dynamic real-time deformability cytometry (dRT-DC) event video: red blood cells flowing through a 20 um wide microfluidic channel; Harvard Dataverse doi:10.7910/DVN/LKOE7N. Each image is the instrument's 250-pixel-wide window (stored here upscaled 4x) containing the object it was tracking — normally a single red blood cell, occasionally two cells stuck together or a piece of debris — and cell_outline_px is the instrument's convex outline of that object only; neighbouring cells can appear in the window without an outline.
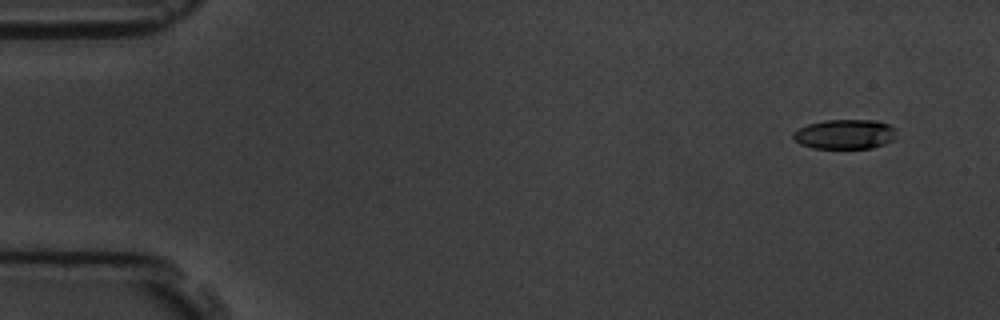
{"species": "common noctule bat (a hibernating species)", "species_latin": "Nyctalus noctula", "temperature_condition": "room temperature", "stored_images_in_passage": 5, "camera_frame_rate_fps": 3000, "um_per_image_px": 0.085, "animal": {"sex": "male", "body_mass_g": 19.5, "forearm_length_mm": 54.6}, "frame": {"image": 1, "passage_image": 1, "time_ms": 0.0, "image_size_px": [1000, 320], "cell_outline_px": [[896, 140], [872, 148], [812, 148], [800, 144], [792, 136], [792, 132], [808, 124], [824, 120], [876, 120], [888, 124], [896, 128]], "centroid_in_image_um": [71.85, 11.41], "position_along_channel_um": 13.1, "area_um2": 18.03}}
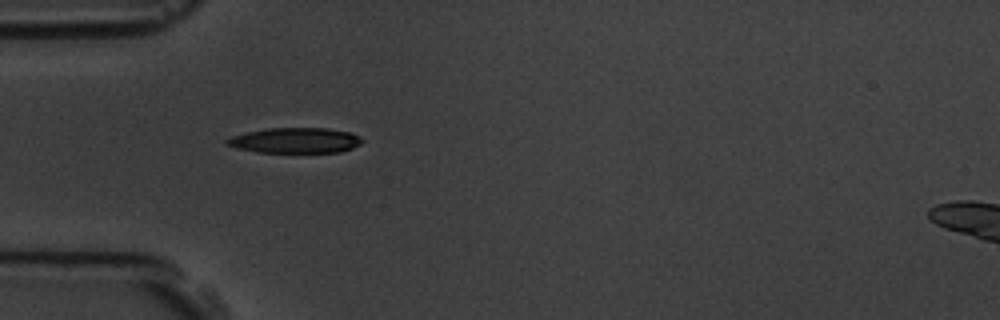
{"frame": {"image": 2, "passage_image": 5, "time_ms": 4.333, "image_size_px": [1000, 320], "cell_outline_px": [[364, 140], [360, 144], [352, 148], [340, 152], [256, 152], [236, 148], [224, 144], [224, 140], [232, 136], [248, 132], [268, 128], [328, 128], [352, 132], [360, 136]], "centroid_in_image_um": [25.1, 11.93], "position_along_channel_um": 59.9, "area_um2": 20.11}}